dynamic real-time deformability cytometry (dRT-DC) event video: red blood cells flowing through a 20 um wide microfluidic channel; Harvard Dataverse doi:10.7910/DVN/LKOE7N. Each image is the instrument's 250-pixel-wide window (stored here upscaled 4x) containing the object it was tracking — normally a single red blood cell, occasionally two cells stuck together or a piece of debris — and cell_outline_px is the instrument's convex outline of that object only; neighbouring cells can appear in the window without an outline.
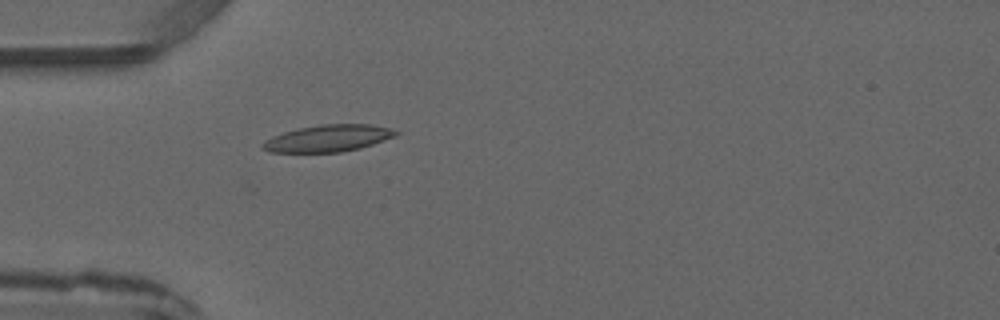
{"species": "common noctule bat (a hibernating species)", "species_latin": "Nyctalus noctula", "temperature_condition": "warm", "stored_images_in_passage": 4, "camera_frame_rate_fps": 3000, "um_per_image_px": 0.085, "animal": {"sex": "male", "forearm_length_mm": 52.5}, "frame": {"image": 1, "passage_image": 4, "time_ms": 4.667, "image_size_px": [1000, 320], "cell_outline_px": [[400, 132], [396, 136], [360, 148], [340, 152], [268, 152], [260, 148], [260, 144], [264, 140], [272, 136], [296, 128], [320, 124], [372, 124], [392, 128]], "centroid_in_image_um": [27.86, 11.75], "position_along_channel_um": 57.1, "area_um2": 21.1}}